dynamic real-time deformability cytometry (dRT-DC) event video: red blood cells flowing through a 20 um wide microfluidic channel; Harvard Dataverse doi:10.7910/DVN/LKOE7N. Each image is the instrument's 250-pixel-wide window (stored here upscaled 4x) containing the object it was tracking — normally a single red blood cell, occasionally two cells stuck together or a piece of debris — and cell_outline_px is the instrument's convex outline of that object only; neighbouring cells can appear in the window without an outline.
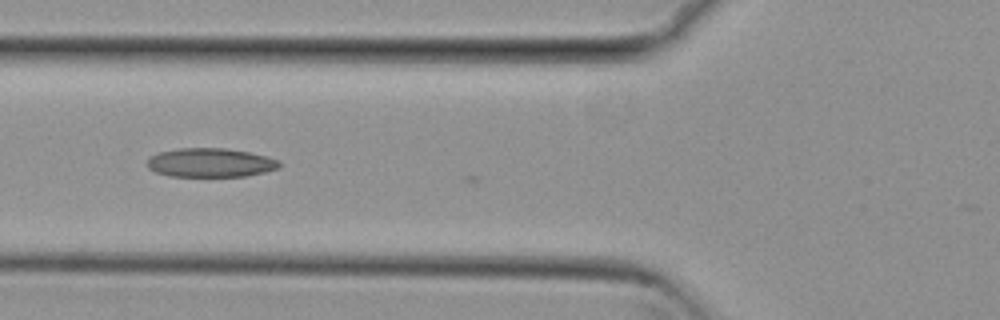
{"species": "common noctule bat (a hibernating species)", "species_latin": "Nyctalus noctula", "temperature_condition": "cold", "stored_images_in_passage": 5, "camera_frame_rate_fps": 3000, "um_per_image_px": 0.085, "animal": {"sex": "female", "body_mass_g": 29.2, "forearm_length_mm": 56.3}, "frame": {"image": 1, "passage_image": 3, "time_ms": 0.667, "image_size_px": [1000, 320], "cell_outline_px": [[280, 168], [264, 172], [244, 176], [168, 176], [156, 172], [148, 168], [148, 160], [152, 156], [160, 152], [176, 148], [224, 148], [248, 152], [280, 160]], "centroid_in_image_um": [17.89, 13.83], "position_along_channel_um": 107.9, "area_um2": 22.14}}